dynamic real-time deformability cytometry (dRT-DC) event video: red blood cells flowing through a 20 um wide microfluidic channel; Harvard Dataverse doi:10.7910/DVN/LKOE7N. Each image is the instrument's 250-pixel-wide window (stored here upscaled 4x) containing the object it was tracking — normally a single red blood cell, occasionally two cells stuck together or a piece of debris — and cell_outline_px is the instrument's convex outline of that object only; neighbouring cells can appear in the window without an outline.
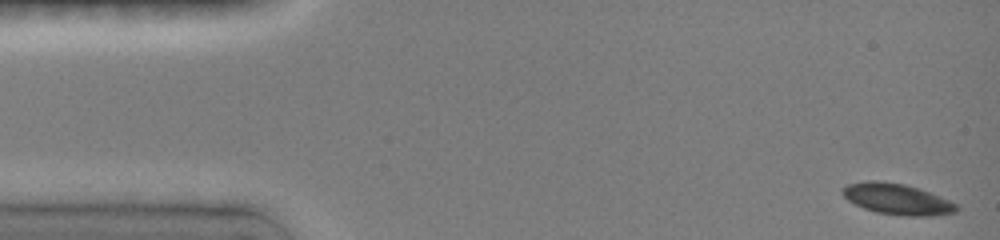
{"species": "common noctule bat (a hibernating species)", "species_latin": "Nyctalus noctula", "temperature_condition": "room temperature", "stored_images_in_passage": 14, "camera_frame_rate_fps": 3000, "um_per_image_px": 0.085, "animal": {"sex": "female", "body_mass_g": 19.0, "forearm_length_mm": 51.5}, "frame": {"image": 1, "passage_image": 1, "time_ms": 0.0, "image_size_px": [1000, 240], "cell_outline_px": [[960, 208], [956, 212], [932, 216], [908, 216], [876, 212], [864, 208], [848, 200], [840, 192], [840, 188], [848, 184], [868, 180], [880, 180], [904, 184], [920, 188], [948, 200], [956, 204]], "centroid_in_image_um": [76.24, 16.91], "position_along_channel_um": 8.8, "area_um2": 20.63}}
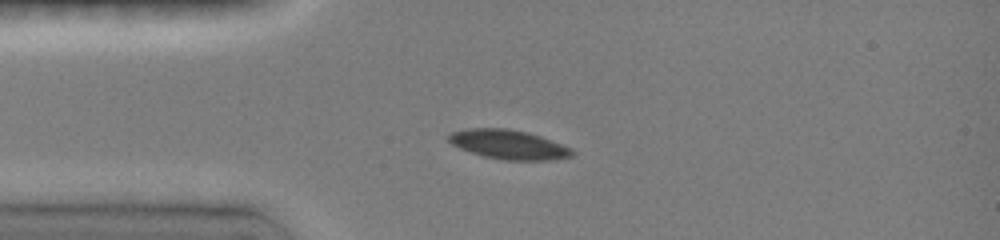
{"frame": {"image": 2, "passage_image": 10, "time_ms": 3.333, "image_size_px": [1000, 240], "cell_outline_px": [[576, 152], [572, 156], [556, 160], [504, 160], [484, 156], [460, 148], [452, 144], [448, 140], [448, 132], [468, 128], [508, 128], [528, 132], [540, 136], [572, 148]], "centroid_in_image_um": [43.25, 12.28], "position_along_channel_um": 41.8, "area_um2": 21.21}}